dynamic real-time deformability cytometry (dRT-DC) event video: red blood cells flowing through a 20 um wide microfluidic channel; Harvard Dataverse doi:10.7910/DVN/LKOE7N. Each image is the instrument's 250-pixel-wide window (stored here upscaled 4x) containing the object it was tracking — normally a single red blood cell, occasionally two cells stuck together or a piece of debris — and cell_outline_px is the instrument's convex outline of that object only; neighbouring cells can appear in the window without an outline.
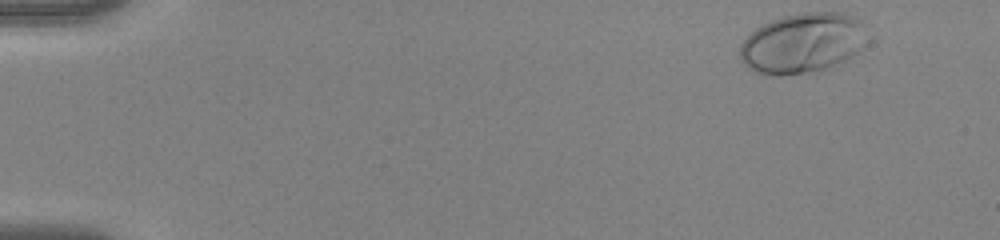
{"species": "human", "species_latin": "Homo sapiens", "temperature_condition": "warm", "stored_images_in_passage": 50, "camera_frame_rate_fps": 3000, "um_per_image_px": 0.085, "donor": {"sex": "female"}, "frame": {"image": 1, "passage_image": 1, "time_ms": 0.0, "image_size_px": [1000, 240], "cell_outline_px": [[864, 44], [856, 52], [844, 60], [824, 68], [804, 72], [780, 76], [772, 76], [756, 72], [748, 68], [740, 60], [740, 44], [756, 28], [772, 20], [784, 16], [804, 12], [848, 12], [856, 16], [864, 24]], "centroid_in_image_um": [68.19, 3.64], "position_along_channel_um": 16.8, "area_um2": 44.22}}
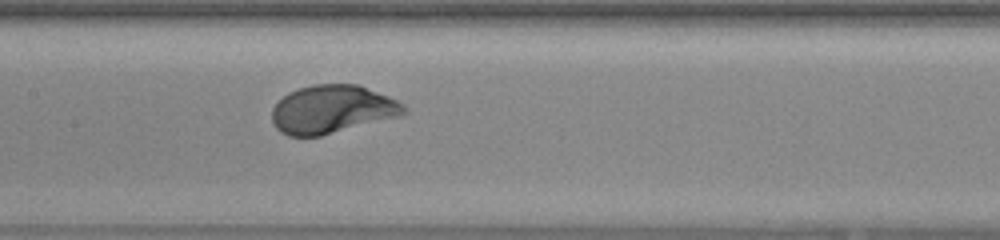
{"frame": {"image": 2, "passage_image": 24, "time_ms": 7.667, "image_size_px": [1000, 240], "cell_outline_px": [[408, 112], [400, 116], [320, 136], [288, 136], [280, 132], [276, 128], [272, 120], [272, 108], [288, 92], [312, 84], [356, 84], [388, 96], [404, 104], [408, 108]], "centroid_in_image_um": [28.24, 9.3], "position_along_channel_um": 179.2, "area_um2": 36.99}}
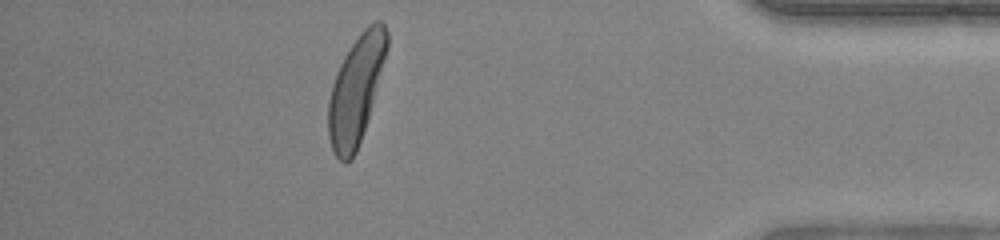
{"frame": {"image": 3, "passage_image": 44, "time_ms": 14.333, "image_size_px": [1000, 240], "cell_outline_px": [[388, 48], [368, 116], [356, 152], [352, 160], [344, 164], [336, 156], [332, 148], [328, 136], [328, 100], [332, 84], [336, 72], [344, 56], [360, 32], [364, 28], [376, 20], [380, 20], [384, 24], [388, 32]], "centroid_in_image_um": [30.24, 7.62], "position_along_channel_um": 405.0, "area_um2": 36.41}, "authors_computed_cell_mechanics": {"area_um2": 37.2521, "velocity_mm_per_s": 3.9211, "shape_relaxation_time_tau1_ms": 1.7947, "shape_relaxation_time_tau2_ms": null, "deformation_change_tau1": 0.1507, "deformation_change_tau2": null}}